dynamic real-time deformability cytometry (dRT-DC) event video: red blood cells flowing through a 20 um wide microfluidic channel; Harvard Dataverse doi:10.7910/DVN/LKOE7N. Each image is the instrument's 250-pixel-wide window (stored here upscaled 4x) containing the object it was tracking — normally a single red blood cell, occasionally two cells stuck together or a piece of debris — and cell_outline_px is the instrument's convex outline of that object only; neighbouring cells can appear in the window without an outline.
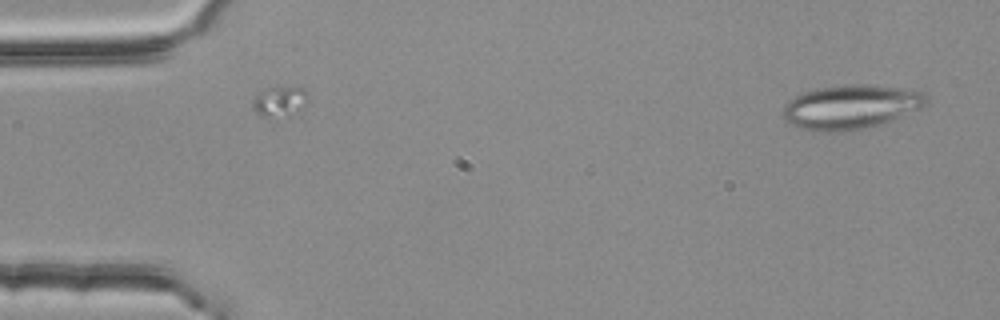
{"species": "common noctule bat (a hibernating species)", "species_latin": "Nyctalus noctula", "temperature_condition": "room temperature", "stored_images_in_passage": 2, "camera_frame_rate_fps": 3000, "um_per_image_px": 0.085, "animal": {"sex": "female", "body_mass_g": 25.1}, "frame": {"image": 1, "passage_image": 2, "time_ms": 0.333, "image_size_px": [1000, 320], "cell_outline_px": [[928, 100], [920, 108], [880, 124], [868, 128], [844, 132], [832, 132], [804, 128], [792, 124], [784, 120], [784, 104], [788, 100], [804, 92], [816, 88], [852, 84], [860, 84], [904, 88], [924, 92], [928, 96]], "centroid_in_image_um": [72.33, 9.08], "position_along_channel_um": 12.7, "area_um2": 36.59}}